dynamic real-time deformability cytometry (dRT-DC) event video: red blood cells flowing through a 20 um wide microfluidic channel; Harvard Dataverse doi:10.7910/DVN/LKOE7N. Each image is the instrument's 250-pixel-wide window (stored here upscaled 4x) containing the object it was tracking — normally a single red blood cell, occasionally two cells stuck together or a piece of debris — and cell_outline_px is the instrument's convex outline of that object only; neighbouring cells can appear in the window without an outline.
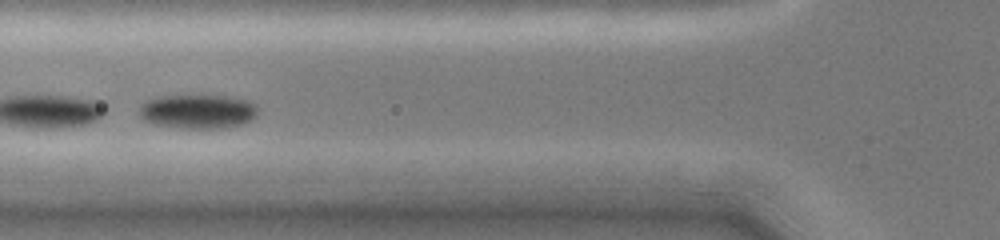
{"species": "common noctule bat (a hibernating species)", "species_latin": "Nyctalus noctula", "temperature_condition": "cold", "stored_images_in_passage": 29, "camera_frame_rate_fps": 3000, "um_per_image_px": 0.085, "animal": {"sex": "female", "body_mass_g": 19.0, "forearm_length_mm": 51.5}, "frame": {"image": 1, "passage_image": 15, "time_ms": 5.0, "image_size_px": [1000, 240], "cell_outline_px": [[260, 108], [256, 116], [252, 120], [240, 124], [224, 128], [180, 128], [152, 124], [144, 120], [140, 116], [140, 104], [144, 100], [156, 96], [188, 92], [228, 96], [252, 100]], "centroid_in_image_um": [16.81, 9.41], "position_along_channel_um": 109.0, "area_um2": 25.09}, "authors_computed_cell_mechanics": {"area_um2": 25.2586, "velocity_mm_per_s": 3.9474, "shape_relaxation_time_tau1_ms": 0.9915, "shape_relaxation_time_tau2_ms": null, "deformation_change_tau1": 0.0607, "deformation_change_tau2": null}}